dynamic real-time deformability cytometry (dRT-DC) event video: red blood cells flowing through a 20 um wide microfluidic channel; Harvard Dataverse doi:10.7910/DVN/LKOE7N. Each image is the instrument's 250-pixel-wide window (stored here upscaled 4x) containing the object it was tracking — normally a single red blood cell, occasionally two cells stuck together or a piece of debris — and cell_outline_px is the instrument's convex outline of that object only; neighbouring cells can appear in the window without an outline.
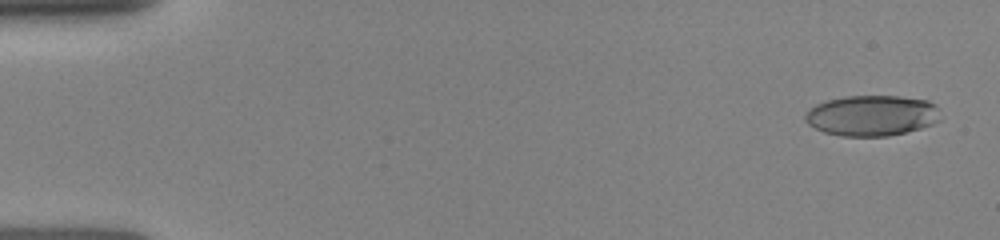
{"species": "human", "species_latin": "Homo sapiens", "temperature_condition": "room temperature", "stored_images_in_passage": 32, "camera_frame_rate_fps": 3000, "um_per_image_px": 0.085, "donor": {"sex": "female"}, "frame": {"image": 1, "passage_image": 2, "time_ms": 0.333, "image_size_px": [1000, 240], "cell_outline_px": [[940, 120], [932, 124], [920, 128], [888, 136], [840, 136], [824, 132], [808, 124], [804, 120], [804, 116], [816, 104], [828, 100], [844, 96], [900, 96], [928, 100], [936, 104]], "centroid_in_image_um": [74.11, 9.82], "position_along_channel_um": 10.9, "area_um2": 31.96}}
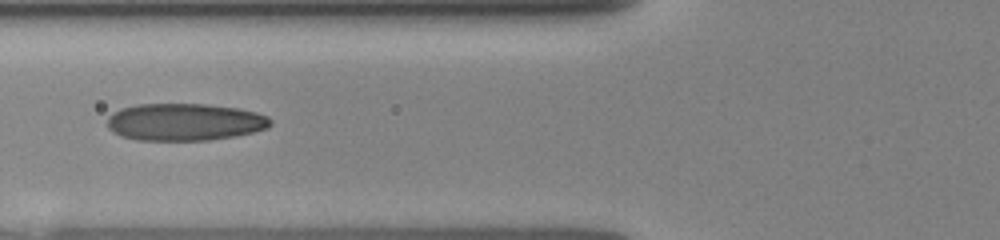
{"frame": {"image": 2, "passage_image": 23, "time_ms": 6.0, "image_size_px": [1000, 240], "cell_outline_px": [[272, 124], [268, 128], [236, 136], [208, 140], [136, 140], [120, 136], [112, 132], [108, 128], [108, 116], [112, 112], [120, 108], [136, 104], [204, 104], [240, 108], [256, 112], [268, 116], [272, 120]], "centroid_in_image_um": [15.69, 10.37], "position_along_channel_um": 110.1, "area_um2": 35.78}}
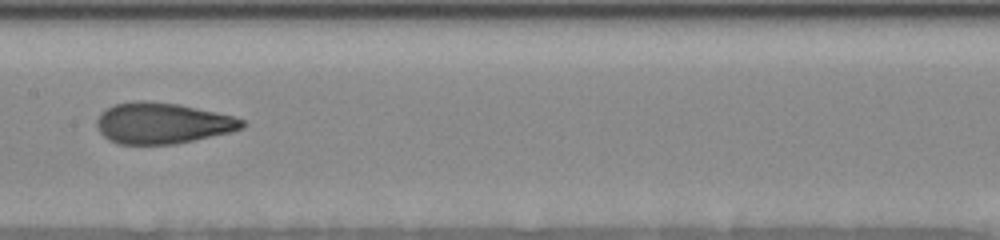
{"frame": {"image": 3, "passage_image": 31, "time_ms": 8.0, "image_size_px": [1000, 240], "cell_outline_px": [[248, 124], [244, 128], [232, 132], [176, 144], [116, 144], [108, 140], [100, 132], [96, 124], [96, 120], [100, 112], [112, 104], [136, 100], [148, 100], [180, 104], [216, 112], [232, 116], [244, 120]], "centroid_in_image_um": [13.8, 10.46], "position_along_channel_um": 193.6, "area_um2": 35.26}}